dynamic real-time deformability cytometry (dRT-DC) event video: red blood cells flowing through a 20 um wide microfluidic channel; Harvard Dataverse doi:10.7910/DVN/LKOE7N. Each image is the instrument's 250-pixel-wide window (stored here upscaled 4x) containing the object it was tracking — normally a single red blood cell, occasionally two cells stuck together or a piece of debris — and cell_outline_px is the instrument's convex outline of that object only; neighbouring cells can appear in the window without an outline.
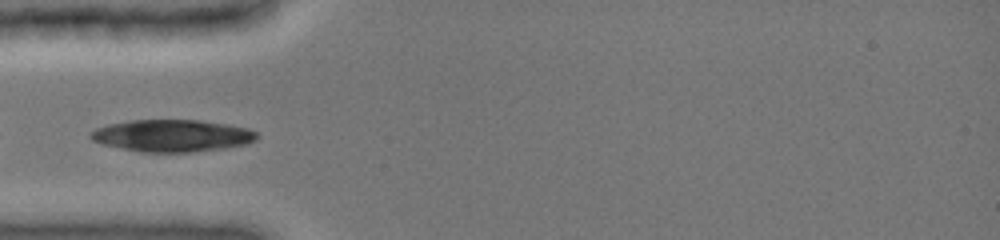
{"species": "common noctule bat (a hibernating species)", "species_latin": "Nyctalus noctula", "temperature_condition": "cold", "stored_images_in_passage": 32, "camera_frame_rate_fps": 3000, "um_per_image_px": 0.085, "animal": {"sex": "female", "body_mass_g": 19.0, "forearm_length_mm": 51.5}, "frame": {"image": 1, "passage_image": 13, "time_ms": 4.667, "image_size_px": [1000, 240], "cell_outline_px": [[256, 140], [248, 144], [224, 148], [192, 152], [140, 152], [100, 144], [92, 140], [88, 136], [88, 132], [96, 128], [108, 124], [128, 120], [200, 120], [228, 124], [248, 128], [256, 132]], "centroid_in_image_um": [14.59, 11.53], "position_along_channel_um": 70.4, "area_um2": 31.39}}
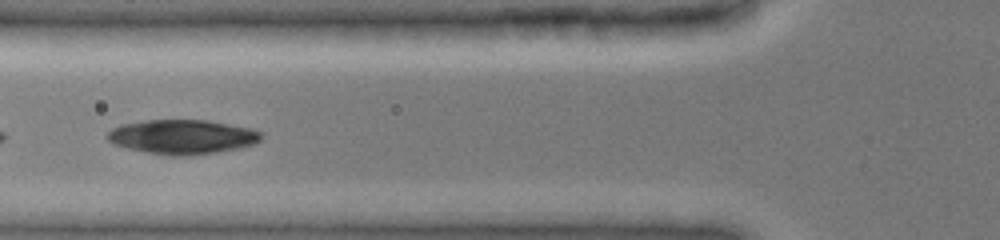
{"frame": {"image": 2, "passage_image": 15, "time_ms": 5.667, "image_size_px": [1000, 240], "cell_outline_px": [[264, 136], [256, 144], [240, 148], [216, 152], [184, 156], [172, 156], [148, 152], [128, 148], [116, 144], [108, 140], [108, 132], [112, 128], [120, 124], [148, 120], [208, 120], [252, 128], [260, 132]], "centroid_in_image_um": [15.55, 11.62], "position_along_channel_um": 110.2, "area_um2": 30.81}}
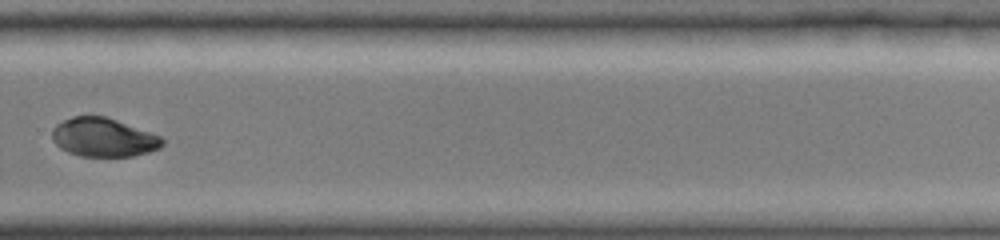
{"frame": {"image": 3, "passage_image": 28, "time_ms": 11.0, "image_size_px": [1000, 240], "cell_outline_px": [[164, 144], [160, 148], [148, 152], [132, 156], [80, 156], [68, 152], [60, 148], [52, 140], [52, 128], [56, 124], [72, 116], [104, 116], [152, 132], [160, 136], [164, 140]], "centroid_in_image_um": [8.79, 11.68], "position_along_channel_um": 321.0, "area_um2": 24.91}}